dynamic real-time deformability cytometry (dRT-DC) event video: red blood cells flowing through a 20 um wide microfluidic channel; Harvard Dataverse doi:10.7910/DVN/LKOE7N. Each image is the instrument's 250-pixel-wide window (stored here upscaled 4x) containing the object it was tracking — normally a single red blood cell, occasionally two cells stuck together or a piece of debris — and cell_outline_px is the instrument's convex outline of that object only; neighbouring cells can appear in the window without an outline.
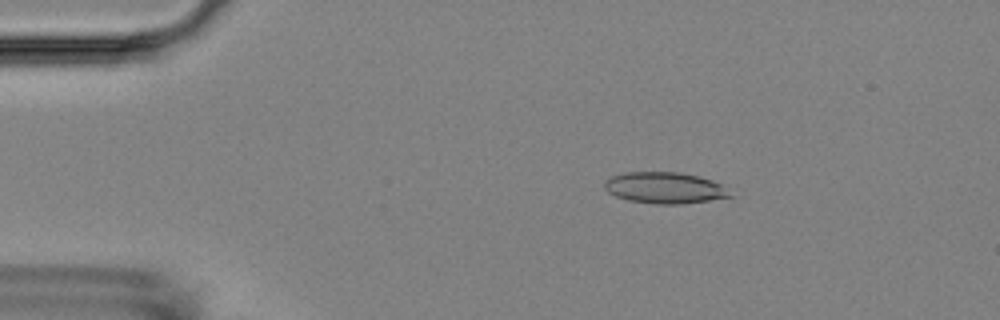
{"species": "Egyptian fruit bat (a non-hibernating species)", "species_latin": "Rousettus aegyptiacus", "temperature_condition": "room temperature", "stored_images_in_passage": 4, "camera_frame_rate_fps": 3000, "um_per_image_px": 0.085, "animal": {"sex": "female"}, "frame": {"image": 1, "passage_image": 4, "time_ms": 7.333, "image_size_px": [1000, 320], "cell_outline_px": [[736, 196], [680, 204], [656, 204], [628, 200], [616, 196], [608, 192], [604, 188], [604, 180], [612, 176], [624, 172], [680, 172], [700, 176], [712, 180], [720, 184]], "centroid_in_image_um": [56.5, 15.96], "position_along_channel_um": 28.5, "area_um2": 23.0}}